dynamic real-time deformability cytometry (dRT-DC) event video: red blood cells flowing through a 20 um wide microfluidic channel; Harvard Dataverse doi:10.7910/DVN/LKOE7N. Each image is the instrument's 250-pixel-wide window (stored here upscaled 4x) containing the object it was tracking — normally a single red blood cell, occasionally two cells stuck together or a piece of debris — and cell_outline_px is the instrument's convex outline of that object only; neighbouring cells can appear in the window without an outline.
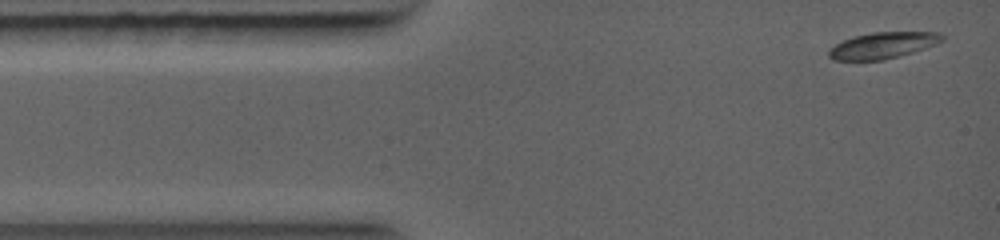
{"species": "common noctule bat (a hibernating species)", "species_latin": "Nyctalus noctula", "temperature_condition": "warm", "stored_images_in_passage": 34, "camera_frame_rate_fps": 5000, "um_per_image_px": 0.085, "animal": {"sex": "female", "body_mass_g": 19.0, "forearm_length_mm": 56.7}, "frame": {"image": 1, "passage_image": 1, "time_ms": 0.0, "image_size_px": [1000, 240], "cell_outline_px": [[944, 40], [936, 44], [912, 52], [884, 60], [832, 60], [828, 56], [828, 52], [836, 44], [852, 36], [872, 32], [940, 32], [944, 36]], "centroid_in_image_um": [75.05, 3.85], "position_along_channel_um": 10.0, "area_um2": 17.28}}
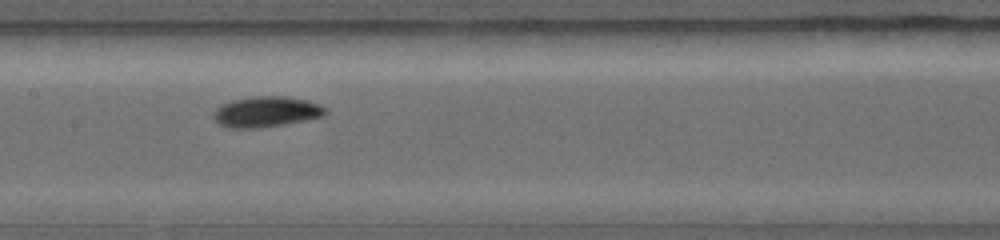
{"frame": {"image": 2, "passage_image": 16, "time_ms": 4.8, "image_size_px": [1000, 240], "cell_outline_px": [[328, 112], [324, 116], [284, 124], [260, 128], [232, 128], [220, 124], [212, 116], [212, 112], [216, 108], [232, 100], [256, 96], [288, 96], [308, 100], [320, 104]], "centroid_in_image_um": [22.65, 9.49], "position_along_channel_um": 184.8, "area_um2": 19.94}}
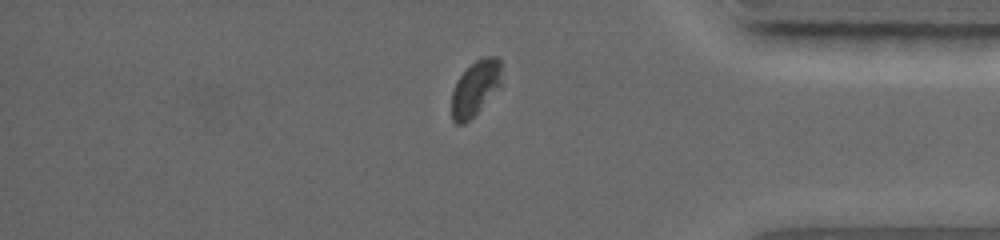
{"frame": {"image": 3, "passage_image": 30, "time_ms": 9.4, "image_size_px": [1000, 240], "cell_outline_px": [[504, 84], [464, 124], [456, 124], [452, 120], [452, 92], [460, 76], [480, 56], [496, 56], [500, 60]], "centroid_in_image_um": [40.46, 7.46], "position_along_channel_um": 394.7, "area_um2": 16.13}}